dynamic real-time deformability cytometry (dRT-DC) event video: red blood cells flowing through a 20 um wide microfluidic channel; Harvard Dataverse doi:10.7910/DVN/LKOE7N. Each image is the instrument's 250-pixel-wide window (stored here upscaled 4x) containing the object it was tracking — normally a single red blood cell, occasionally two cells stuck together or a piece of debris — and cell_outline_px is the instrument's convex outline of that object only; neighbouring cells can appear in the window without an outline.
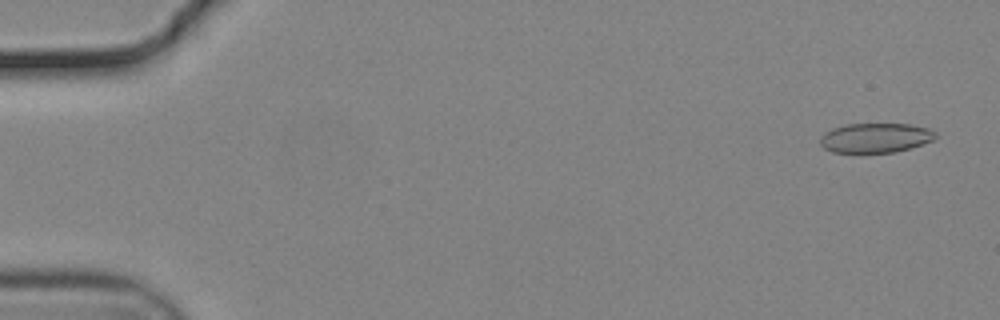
{"species": "common noctule bat (a hibernating species)", "species_latin": "Nyctalus noctula", "temperature_condition": "cold", "stored_images_in_passage": 56, "camera_frame_rate_fps": 3000, "um_per_image_px": 0.085, "animal": {"sex": "male", "body_mass_g": 19.2, "forearm_length_mm": 51.8}, "frame": {"image": 1, "passage_image": 3, "time_ms": 0.667, "image_size_px": [1000, 320], "cell_outline_px": [[936, 136], [932, 140], [908, 148], [892, 152], [832, 152], [824, 148], [820, 144], [820, 136], [824, 132], [832, 128], [844, 124], [908, 124], [928, 128], [936, 132]], "centroid_in_image_um": [74.35, 11.7], "position_along_channel_um": 10.6, "area_um2": 19.71}}
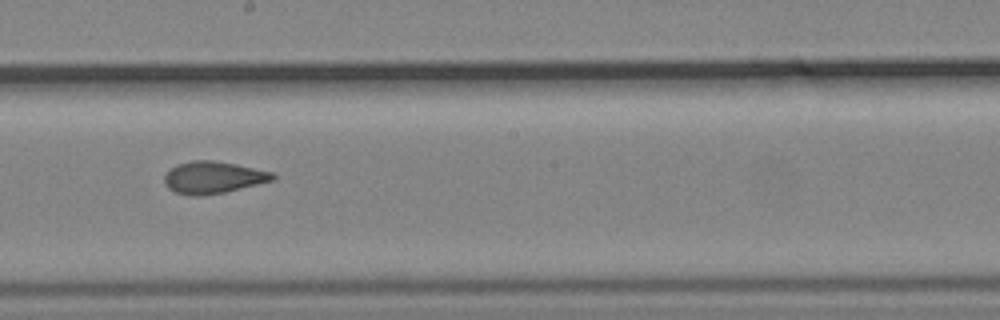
{"frame": {"image": 2, "passage_image": 32, "time_ms": 10.333, "image_size_px": [1000, 320], "cell_outline_px": [[276, 176], [272, 180], [224, 192], [196, 196], [192, 196], [176, 192], [168, 188], [164, 180], [164, 176], [176, 164], [192, 160], [212, 160], [236, 164], [276, 172]], "centroid_in_image_um": [18.13, 15.06], "position_along_channel_um": 230.1, "area_um2": 20.06}}
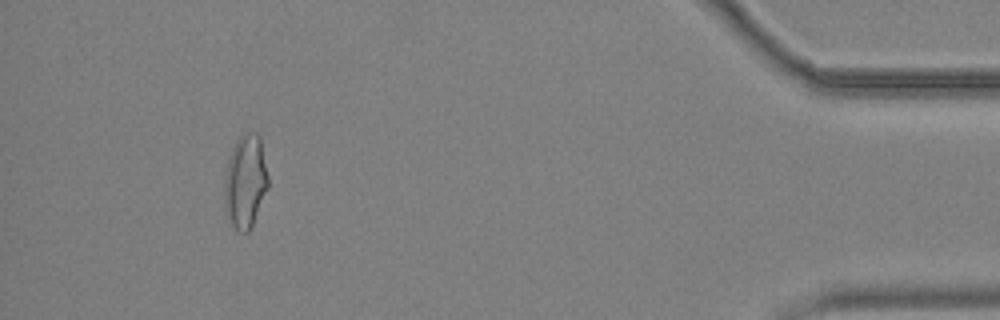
{"frame": {"image": 3, "passage_image": 52, "time_ms": 17.0, "image_size_px": [1000, 320], "cell_outline_px": [[268, 188], [252, 228], [248, 232], [240, 232], [228, 224], [224, 200], [224, 176], [228, 160], [232, 148], [236, 140], [244, 132], [256, 132], [260, 136], [268, 176]], "centroid_in_image_um": [20.84, 15.46], "position_along_channel_um": 414.4, "area_um2": 24.33}, "authors_computed_cell_mechanics": {"area_um2": 20.6924, "velocity_mm_per_s": 3.7139, "shape_relaxation_time_tau1_ms": null, "shape_relaxation_time_tau2_ms": 1.7939, "deformation_change_tau1": null, "deformation_change_tau2": 0.0651}}